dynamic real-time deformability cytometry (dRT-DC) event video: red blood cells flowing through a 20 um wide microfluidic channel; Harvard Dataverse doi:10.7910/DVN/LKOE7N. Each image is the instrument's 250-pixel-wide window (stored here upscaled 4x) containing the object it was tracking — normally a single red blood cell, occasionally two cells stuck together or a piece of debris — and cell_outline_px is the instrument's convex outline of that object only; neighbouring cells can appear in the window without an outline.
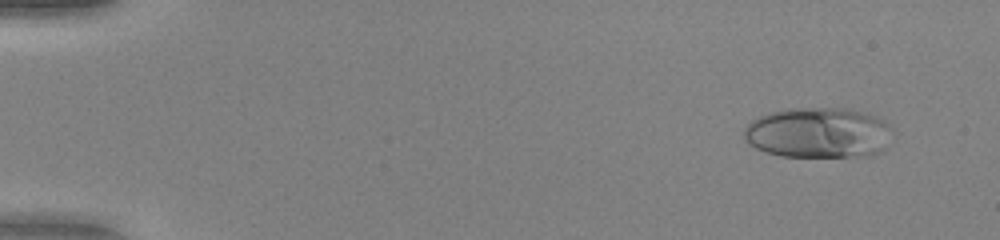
{"species": "human", "species_latin": "Homo sapiens", "temperature_condition": "warm", "stored_images_in_passage": 52, "camera_frame_rate_fps": 3000, "um_per_image_px": 0.085, "donor": {"sex": "female"}, "frame": {"image": 1, "passage_image": 5, "time_ms": 1.333, "image_size_px": [1000, 240], "cell_outline_px": [[892, 128], [884, 152], [872, 156], [780, 156], [764, 152], [748, 144], [744, 136], [744, 128], [752, 120], [768, 112], [788, 108], [844, 108], [876, 116], [884, 120]], "centroid_in_image_um": [69.56, 11.29], "position_along_channel_um": 15.4, "area_um2": 44.04}}
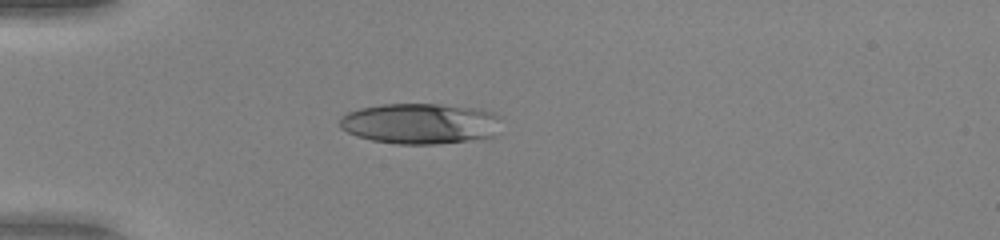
{"frame": {"image": 2, "passage_image": 16, "time_ms": 5.0, "image_size_px": [1000, 240], "cell_outline_px": [[500, 116], [496, 136], [488, 140], [436, 144], [396, 144], [372, 140], [356, 136], [340, 128], [340, 116], [348, 112], [360, 108], [380, 104], [440, 104], [480, 108], [496, 112]], "centroid_in_image_um": [35.8, 10.51], "position_along_channel_um": 49.2, "area_um2": 39.25}}
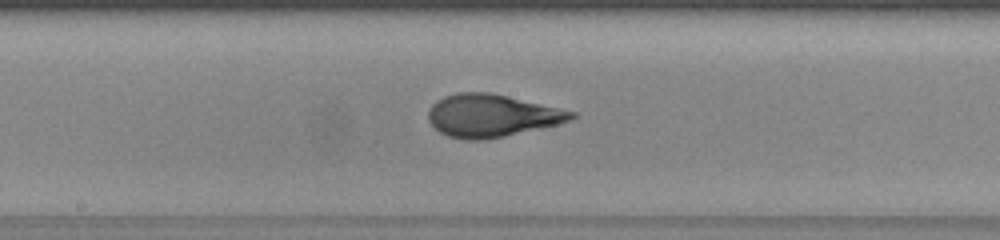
{"frame": {"image": 3, "passage_image": 29, "time_ms": 9.333, "image_size_px": [1000, 240], "cell_outline_px": [[580, 116], [556, 124], [488, 140], [464, 140], [448, 136], [440, 132], [428, 120], [428, 112], [432, 104], [436, 100], [444, 96], [456, 92], [488, 92], [508, 96], [560, 108], [576, 112]], "centroid_in_image_um": [41.77, 9.82], "position_along_channel_um": 206.4, "area_um2": 35.49}, "authors_computed_cell_mechanics": {"area_um2": 35.4314, "velocity_mm_per_s": 4.1156, "shape_relaxation_time_tau1_ms": 6.7868, "shape_relaxation_time_tau2_ms": null, "deformation_change_tau1": 0.3022, "deformation_change_tau2": null}}